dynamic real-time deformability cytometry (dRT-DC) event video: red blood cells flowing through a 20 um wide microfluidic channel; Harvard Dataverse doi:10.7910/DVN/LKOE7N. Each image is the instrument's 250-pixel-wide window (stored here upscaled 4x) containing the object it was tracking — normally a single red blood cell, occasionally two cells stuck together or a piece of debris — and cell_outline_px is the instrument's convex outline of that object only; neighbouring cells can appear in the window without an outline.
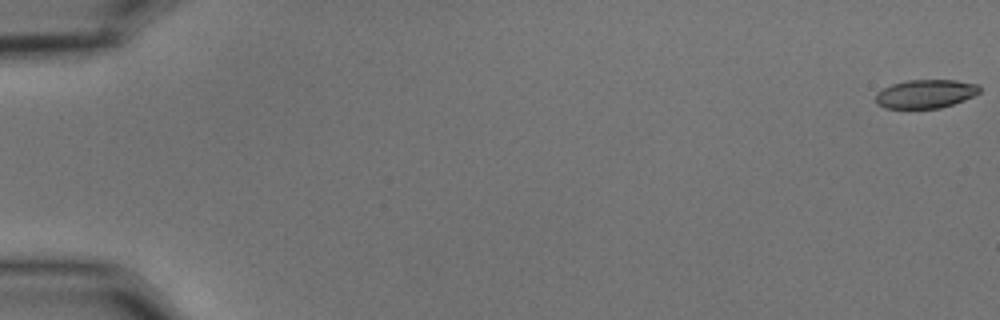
{"species": "common noctule bat (a hibernating species)", "species_latin": "Nyctalus noctula", "temperature_condition": "cold", "stored_images_in_passage": 56, "camera_frame_rate_fps": 3000, "um_per_image_px": 0.085, "animal": {"sex": "male", "body_mass_g": 15.6}, "frame": {"image": 1, "passage_image": 1, "time_ms": 0.0, "image_size_px": [1000, 320], "cell_outline_px": [[980, 92], [964, 100], [940, 108], [884, 108], [876, 100], [876, 92], [892, 84], [908, 80], [956, 80], [980, 84]], "centroid_in_image_um": [78.7, 7.97], "position_along_channel_um": 6.3, "area_um2": 17.22}}
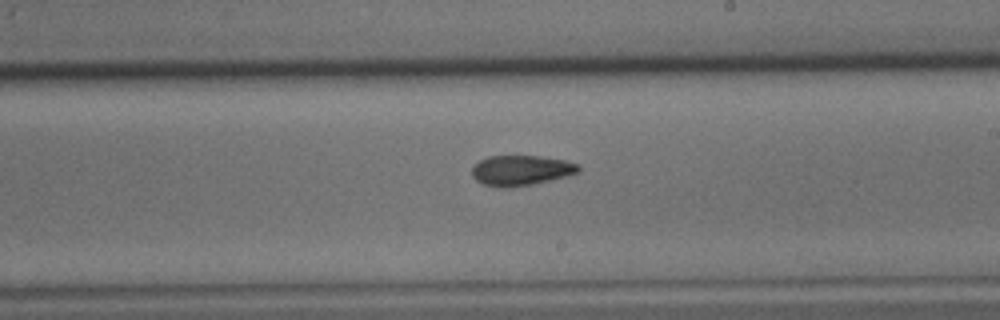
{"frame": {"image": 2, "passage_image": 34, "time_ms": 11.0, "image_size_px": [1000, 320], "cell_outline_px": [[580, 172], [568, 176], [532, 184], [508, 188], [496, 188], [484, 184], [476, 180], [472, 176], [472, 164], [488, 156], [540, 156], [564, 160], [580, 164]], "centroid_in_image_um": [44.28, 14.48], "position_along_channel_um": 244.7, "area_um2": 19.02}}
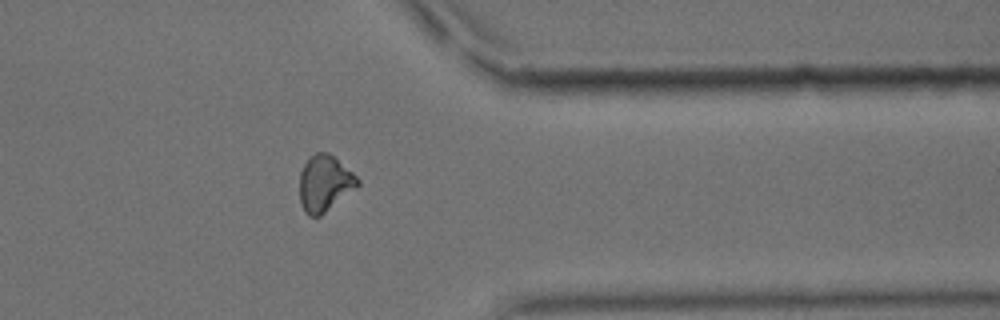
{"frame": {"image": 3, "passage_image": 46, "time_ms": 15.0, "image_size_px": [1000, 320], "cell_outline_px": [[360, 184], [320, 216], [308, 216], [304, 212], [300, 204], [300, 172], [304, 164], [316, 152], [328, 152], [352, 172], [360, 180]], "centroid_in_image_um": [27.57, 15.6], "position_along_channel_um": 383.8, "area_um2": 18.73}, "authors_computed_cell_mechanics": {"area_um2": 18.9006, "velocity_mm_per_s": 3.6594, "shape_relaxation_time_tau1_ms": 5.775, "shape_relaxation_time_tau2_ms": 3.7619, "deformation_change_tau1": 0.1391, "deformation_change_tau2": 0.0965}}